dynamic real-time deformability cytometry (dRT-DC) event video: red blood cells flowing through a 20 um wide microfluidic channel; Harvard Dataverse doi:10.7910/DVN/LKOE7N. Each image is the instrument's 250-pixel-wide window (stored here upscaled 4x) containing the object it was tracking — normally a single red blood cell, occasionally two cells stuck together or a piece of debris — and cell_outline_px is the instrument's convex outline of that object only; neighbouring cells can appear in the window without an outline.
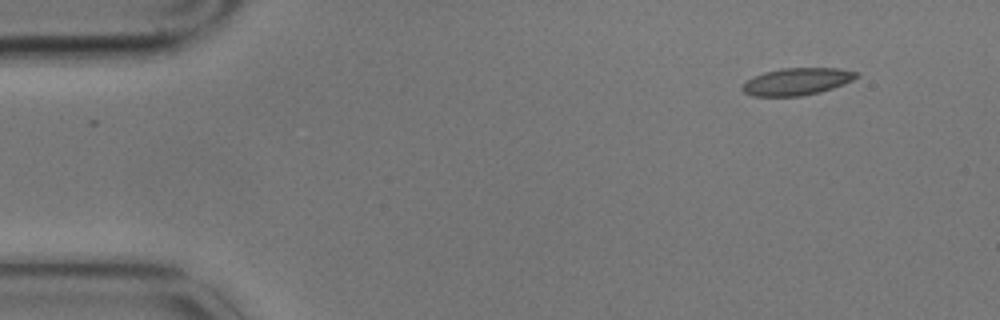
{"species": "common noctule bat (a hibernating species)", "species_latin": "Nyctalus noctula", "temperature_condition": "cold", "stored_images_in_passage": 4, "camera_frame_rate_fps": 3000, "um_per_image_px": 0.085, "animal": {"sex": "male", "body_mass_g": 17.9}, "frame": {"image": 1, "passage_image": 1, "time_ms": 0.0, "image_size_px": [1000, 320], "cell_outline_px": [[860, 76], [844, 84], [820, 92], [800, 96], [752, 96], [744, 92], [744, 84], [748, 80], [764, 72], [780, 68], [840, 68], [860, 72]], "centroid_in_image_um": [67.81, 6.92], "position_along_channel_um": 17.2, "area_um2": 17.98}}
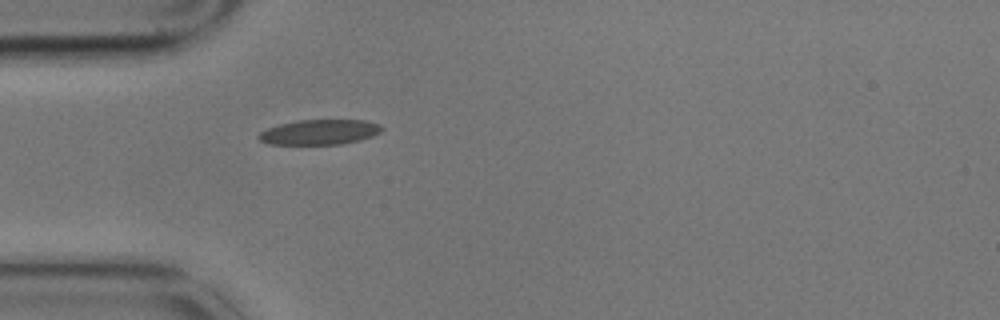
{"frame": {"image": 2, "passage_image": 4, "time_ms": 1.0, "image_size_px": [1000, 320], "cell_outline_px": [[384, 128], [380, 132], [372, 136], [360, 140], [340, 144], [268, 144], [260, 140], [256, 136], [260, 132], [268, 128], [280, 124], [296, 120], [364, 120], [380, 124]], "centroid_in_image_um": [27.16, 11.22], "position_along_channel_um": 57.8, "area_um2": 17.98}}